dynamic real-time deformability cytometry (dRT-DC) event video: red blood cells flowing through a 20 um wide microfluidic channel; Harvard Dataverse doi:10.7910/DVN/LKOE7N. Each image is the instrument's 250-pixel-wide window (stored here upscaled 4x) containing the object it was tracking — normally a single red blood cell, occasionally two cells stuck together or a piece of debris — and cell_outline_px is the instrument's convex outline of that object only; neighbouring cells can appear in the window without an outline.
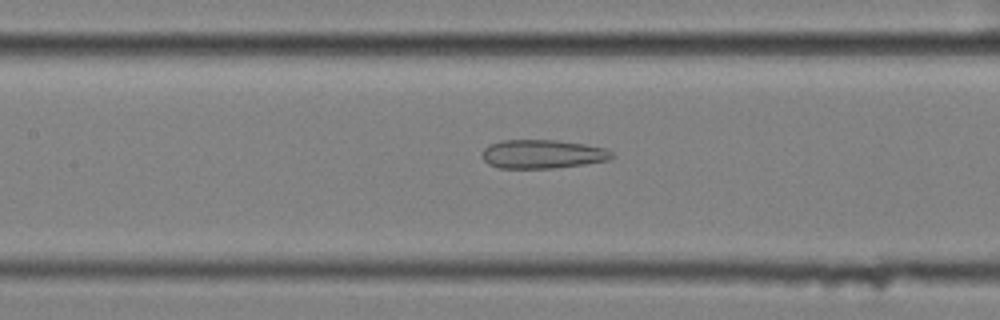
{"species": "common noctule bat (a hibernating species)", "species_latin": "Nyctalus noctula", "temperature_condition": "cold", "stored_images_in_passage": 58, "camera_frame_rate_fps": 3000, "um_per_image_px": 0.085, "animal": {"sex": "female", "body_mass_g": 25.1}, "frame": {"image": 1, "passage_image": 27, "time_ms": 8.667, "image_size_px": [1000, 320], "cell_outline_px": [[616, 156], [608, 160], [584, 164], [552, 168], [500, 168], [488, 164], [480, 156], [484, 148], [488, 144], [500, 140], [556, 140], [584, 144], [608, 148]], "centroid_in_image_um": [46.1, 13.09], "position_along_channel_um": 161.3, "area_um2": 21.96}}
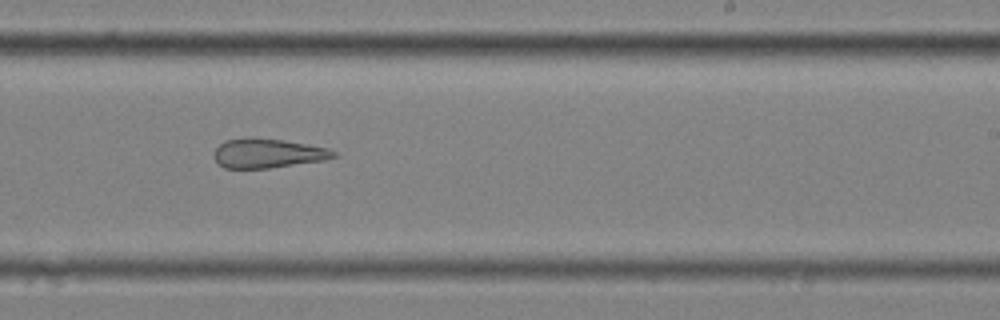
{"frame": {"image": 2, "passage_image": 36, "time_ms": 11.667, "image_size_px": [1000, 320], "cell_outline_px": [[336, 156], [324, 160], [268, 168], [224, 168], [212, 156], [212, 152], [224, 140], [244, 136], [252, 136], [308, 144], [328, 148], [336, 152]], "centroid_in_image_um": [22.7, 13.0], "position_along_channel_um": 266.3, "area_um2": 20.63}}
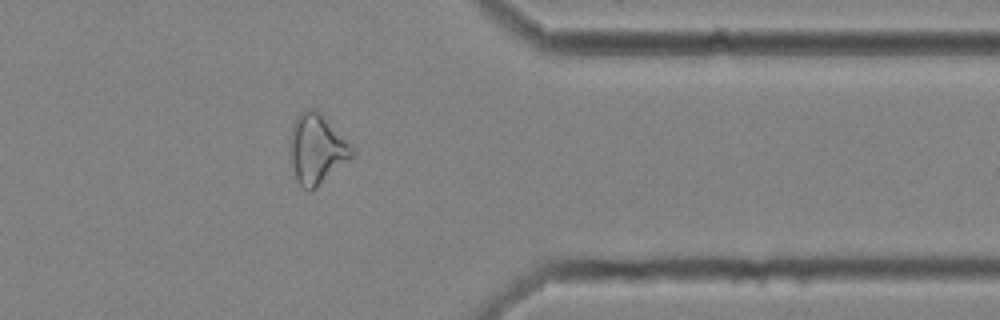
{"frame": {"image": 3, "passage_image": 47, "time_ms": 15.333, "image_size_px": [1000, 320], "cell_outline_px": [[356, 152], [352, 156], [316, 188], [308, 192], [296, 180], [288, 152], [288, 144], [292, 124], [300, 112], [304, 108], [316, 108], [356, 148]], "centroid_in_image_um": [26.9, 12.63], "position_along_channel_um": 384.5, "area_um2": 25.66}, "authors_computed_cell_mechanics": {"area_um2": 27.2816, "velocity_mm_per_s": 3.5142, "shape_relaxation_time_tau1_ms": null, "shape_relaxation_time_tau2_ms": 4.0252, "deformation_change_tau1": null, "deformation_change_tau2": 0.1581}}